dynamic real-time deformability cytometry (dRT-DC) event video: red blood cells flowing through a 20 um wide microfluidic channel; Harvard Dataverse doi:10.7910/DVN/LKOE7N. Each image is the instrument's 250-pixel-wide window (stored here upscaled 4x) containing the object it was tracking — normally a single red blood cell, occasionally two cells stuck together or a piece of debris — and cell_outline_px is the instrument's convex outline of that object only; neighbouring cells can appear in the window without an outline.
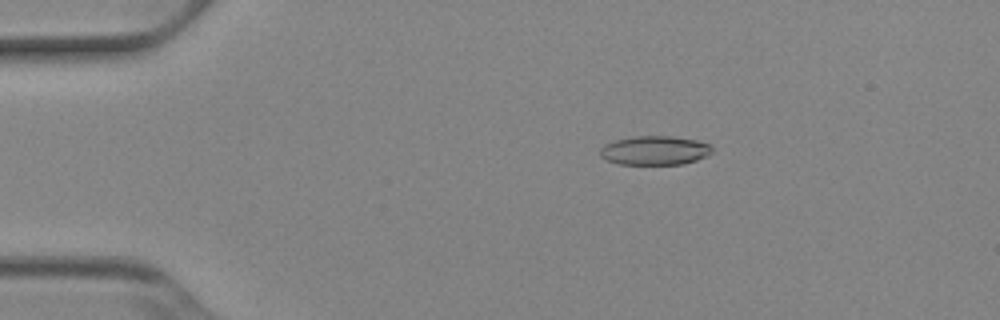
{"species": "Egyptian fruit bat (a non-hibernating species)", "species_latin": "Rousettus aegyptiacus", "temperature_condition": "cold", "stored_images_in_passage": 52, "camera_frame_rate_fps": 3000, "um_per_image_px": 0.085, "animal": {"sex": "female"}, "frame": {"image": 1, "passage_image": 10, "time_ms": 3.0, "image_size_px": [1000, 320], "cell_outline_px": [[712, 152], [696, 160], [684, 164], [620, 164], [604, 160], [600, 156], [600, 148], [604, 144], [616, 140], [636, 136], [672, 136], [696, 140], [708, 144], [712, 148]], "centroid_in_image_um": [55.61, 12.79], "position_along_channel_um": 29.4, "area_um2": 18.9}}
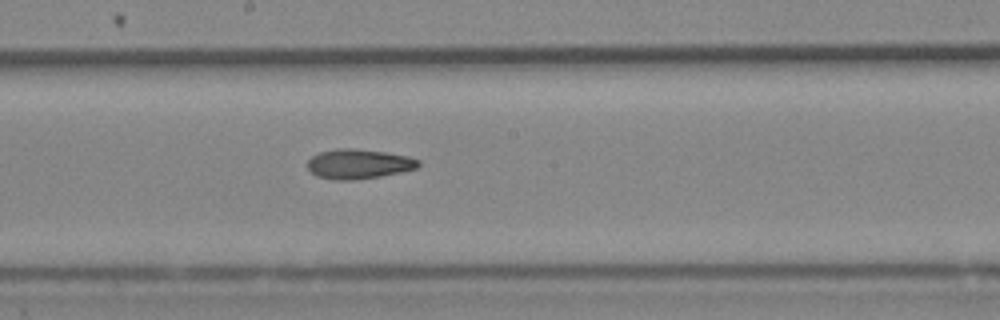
{"frame": {"image": 2, "passage_image": 29, "time_ms": 9.333, "image_size_px": [1000, 320], "cell_outline_px": [[420, 164], [416, 168], [400, 172], [380, 176], [352, 180], [336, 180], [316, 176], [308, 168], [308, 160], [312, 156], [320, 152], [336, 148], [352, 148], [384, 152], [408, 156], [420, 160]], "centroid_in_image_um": [30.47, 13.93], "position_along_channel_um": 217.7, "area_um2": 19.07}}
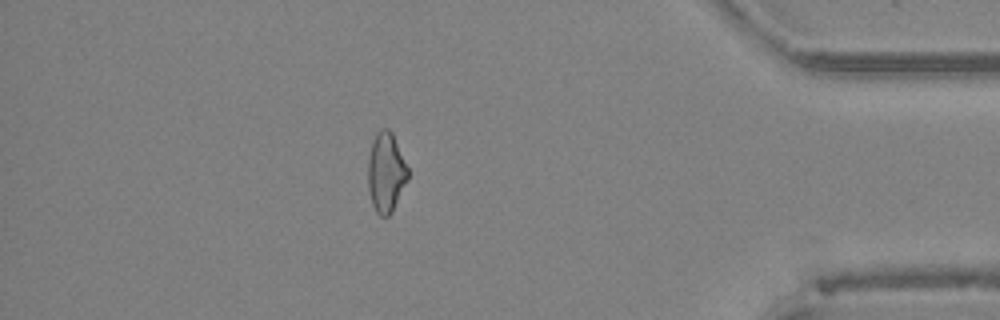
{"frame": {"image": 3, "passage_image": 46, "time_ms": 15.0, "image_size_px": [1000, 320], "cell_outline_px": [[408, 180], [392, 212], [388, 216], [380, 216], [376, 212], [372, 204], [368, 188], [368, 160], [372, 140], [376, 132], [380, 128], [388, 128], [392, 132], [408, 168]], "centroid_in_image_um": [32.8, 14.64], "position_along_channel_um": 402.4, "area_um2": 18.67}, "authors_computed_cell_mechanics": {"area_um2": 19.074, "velocity_mm_per_s": 3.9162, "shape_relaxation_time_tau1_ms": 10.7238, "shape_relaxation_time_tau2_ms": 8.7114, "deformation_change_tau1": 0.2346, "deformation_change_tau2": 0.201}}